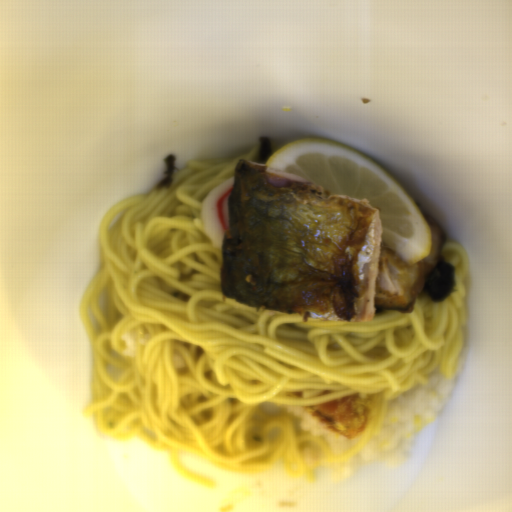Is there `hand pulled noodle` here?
<instances>
[{
  "instance_id": "obj_1",
  "label": "hand pulled noodle",
  "mask_w": 512,
  "mask_h": 512,
  "mask_svg": "<svg viewBox=\"0 0 512 512\" xmlns=\"http://www.w3.org/2000/svg\"><path fill=\"white\" fill-rule=\"evenodd\" d=\"M258 147L198 158L154 187L113 205L99 227V271L80 301L91 343L92 402L84 416L115 441L137 438L170 454L176 472L208 488L181 453L228 472L258 474L281 461L289 478L314 484L326 463L348 461L377 435L388 403L438 372L451 380L467 321L469 260L444 241L455 290L443 302L419 294L408 311L367 322L314 320L245 305L222 294L224 249L202 227L212 190ZM357 396L368 426L336 454L301 430L285 406Z\"/></svg>"
}]
</instances>
